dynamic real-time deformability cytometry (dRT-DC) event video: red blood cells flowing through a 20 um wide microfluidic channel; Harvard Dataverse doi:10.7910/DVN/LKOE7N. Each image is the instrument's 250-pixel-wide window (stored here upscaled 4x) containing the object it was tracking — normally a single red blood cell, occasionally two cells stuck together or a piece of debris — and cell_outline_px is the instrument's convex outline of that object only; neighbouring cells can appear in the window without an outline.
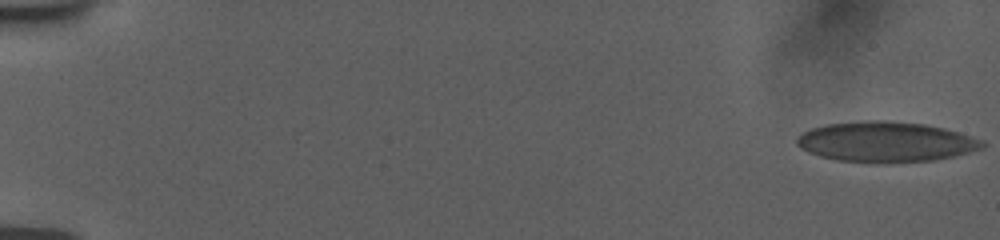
{"species": "human", "species_latin": "Homo sapiens", "temperature_condition": "room temperature", "stored_images_in_passage": 9, "camera_frame_rate_fps": 3000, "um_per_image_px": 0.085, "donor": {"sex": "female"}, "frame": {"image": 1, "passage_image": 1, "time_ms": 0.0, "image_size_px": [1000, 240], "cell_outline_px": [[984, 144], [964, 152], [948, 156], [924, 160], [844, 160], [824, 156], [812, 152], [804, 148], [796, 140], [800, 136], [816, 128], [828, 124], [920, 124], [952, 132]], "centroid_in_image_um": [75.19, 12.08], "position_along_channel_um": 9.8, "area_um2": 38.15}}
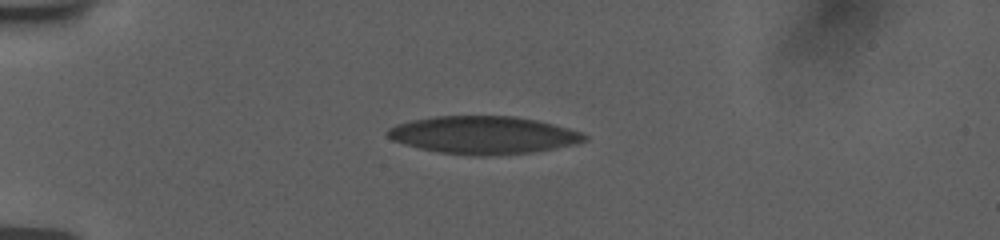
{"frame": {"image": 2, "passage_image": 8, "time_ms": 4.667, "image_size_px": [1000, 240], "cell_outline_px": [[584, 140], [552, 148], [524, 152], [444, 152], [424, 148], [408, 144], [396, 140], [388, 136], [388, 132], [392, 128], [400, 124], [416, 120], [440, 116], [516, 116], [536, 120], [580, 132], [584, 136]], "centroid_in_image_um": [41.09, 11.41], "position_along_channel_um": 43.9, "area_um2": 40.06}}